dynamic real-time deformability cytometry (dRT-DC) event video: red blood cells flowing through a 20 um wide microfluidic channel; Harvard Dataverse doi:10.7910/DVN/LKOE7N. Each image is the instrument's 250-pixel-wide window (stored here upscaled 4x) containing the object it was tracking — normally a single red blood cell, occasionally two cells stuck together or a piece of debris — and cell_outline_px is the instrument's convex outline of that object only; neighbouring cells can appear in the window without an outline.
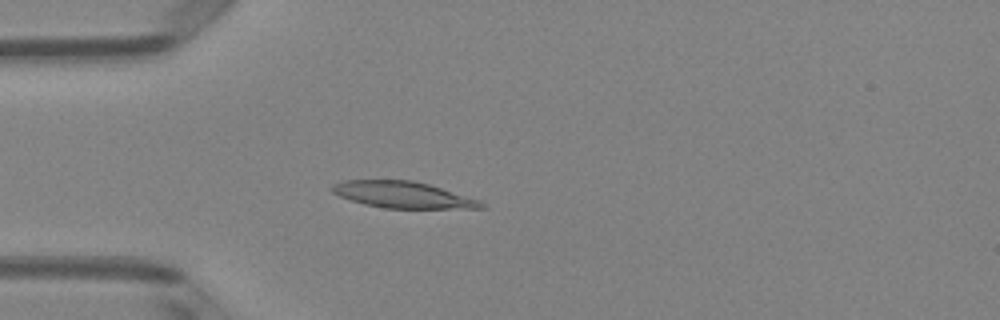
{"species": "Egyptian fruit bat (a non-hibernating species)", "species_latin": "Rousettus aegyptiacus", "temperature_condition": "room temperature", "stored_images_in_passage": 4, "camera_frame_rate_fps": 3000, "um_per_image_px": 0.085, "animal": {"sex": "female"}, "frame": {"image": 1, "passage_image": 4, "time_ms": 1.0, "image_size_px": [1000, 320], "cell_outline_px": [[488, 208], [384, 208], [364, 204], [340, 196], [332, 192], [328, 188], [332, 184], [344, 180], [412, 180], [428, 184], [480, 200]], "centroid_in_image_um": [34.21, 16.55], "position_along_channel_um": 50.8, "area_um2": 22.89}}